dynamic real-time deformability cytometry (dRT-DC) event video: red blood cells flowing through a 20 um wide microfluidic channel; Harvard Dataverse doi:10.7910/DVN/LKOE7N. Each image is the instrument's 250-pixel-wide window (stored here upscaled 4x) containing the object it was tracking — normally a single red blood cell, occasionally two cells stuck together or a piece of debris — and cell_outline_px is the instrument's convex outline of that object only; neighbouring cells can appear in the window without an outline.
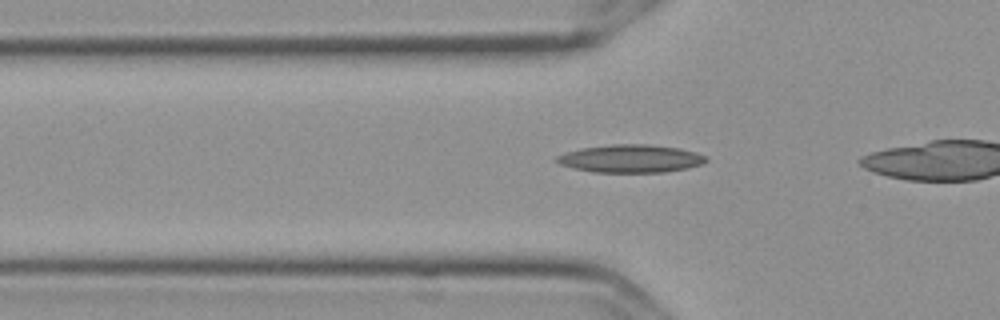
{"species": "Egyptian fruit bat (a non-hibernating species)", "species_latin": "Rousettus aegyptiacus", "temperature_condition": "cold", "stored_images_in_passage": 29, "camera_frame_rate_fps": 3000, "um_per_image_px": 0.085, "frame": {"image": 1, "passage_image": 2, "time_ms": 0.333, "image_size_px": [1000, 320], "cell_outline_px": [[708, 160], [704, 164], [688, 168], [664, 172], [592, 172], [560, 164], [556, 160], [556, 156], [564, 152], [580, 148], [612, 144], [648, 144], [680, 148], [696, 152], [704, 156]], "centroid_in_image_um": [53.62, 13.47], "position_along_channel_um": 72.2, "area_um2": 24.33}}
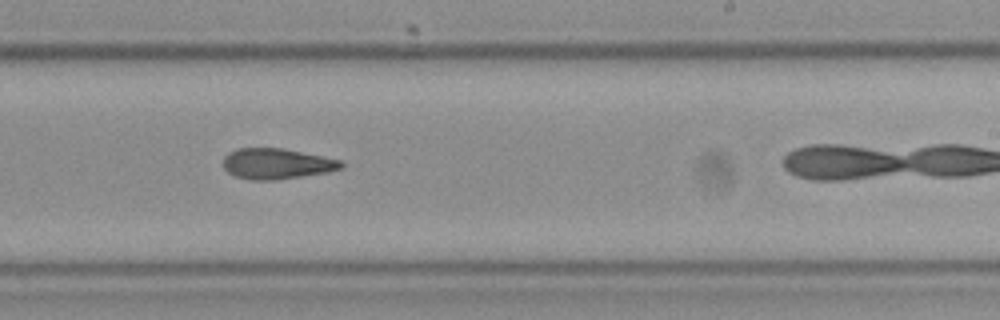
{"frame": {"image": 2, "passage_image": 18, "time_ms": 5.667, "image_size_px": [1000, 320], "cell_outline_px": [[344, 168], [328, 172], [276, 180], [252, 180], [236, 176], [228, 172], [224, 168], [224, 156], [228, 152], [236, 148], [284, 148], [340, 160], [344, 164]], "centroid_in_image_um": [23.52, 13.91], "position_along_channel_um": 265.5, "area_um2": 21.1}}
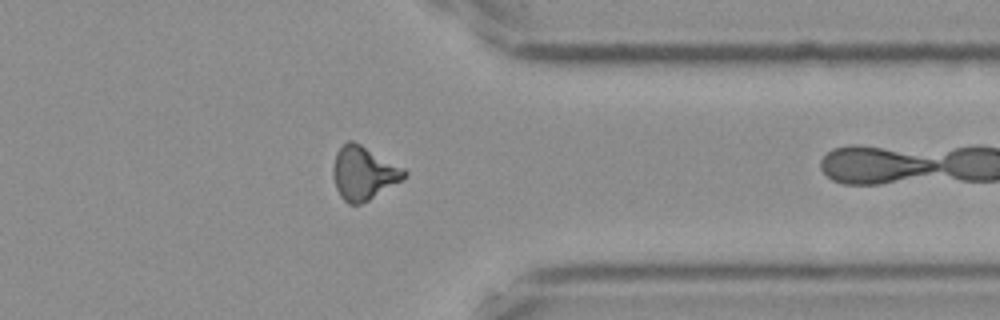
{"frame": {"image": 3, "passage_image": 28, "time_ms": 9.0, "image_size_px": [1000, 320], "cell_outline_px": [[408, 176], [368, 200], [360, 204], [348, 204], [340, 196], [336, 188], [332, 176], [332, 168], [336, 152], [348, 140], [352, 140], [360, 144], [404, 168], [408, 172]], "centroid_in_image_um": [30.88, 14.71], "position_along_channel_um": 380.5, "area_um2": 22.02}}